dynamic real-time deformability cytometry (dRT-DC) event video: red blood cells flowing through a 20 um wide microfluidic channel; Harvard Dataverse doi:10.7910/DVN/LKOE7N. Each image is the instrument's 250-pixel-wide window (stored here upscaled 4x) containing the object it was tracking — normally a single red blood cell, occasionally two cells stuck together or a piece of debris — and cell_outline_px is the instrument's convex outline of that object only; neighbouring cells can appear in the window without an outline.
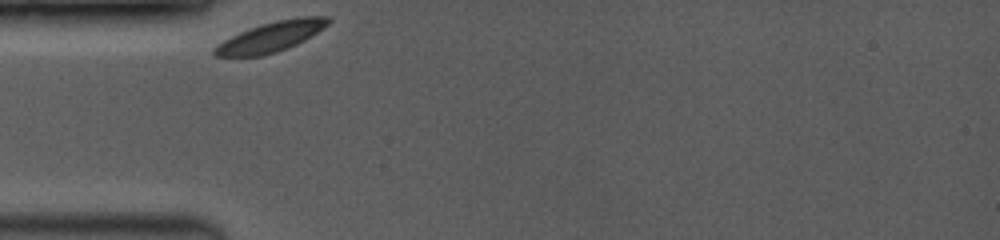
{"species": "common noctule bat (a hibernating species)", "species_latin": "Nyctalus noctula", "temperature_condition": "room temperature", "stored_images_in_passage": 25, "camera_frame_rate_fps": 3500, "um_per_image_px": 0.085, "animal": {"sex": "female", "body_mass_g": 19.0, "forearm_length_mm": 53.3}, "frame": {"image": 1, "passage_image": 1, "time_ms": 0.0, "image_size_px": [1000, 240], "cell_outline_px": [[332, 20], [324, 28], [304, 40], [288, 48], [276, 52], [260, 56], [216, 56], [212, 52], [212, 48], [224, 40], [240, 32], [260, 24], [276, 20], [300, 16], [328, 16]], "centroid_in_image_um": [23.05, 3.11], "position_along_channel_um": 61.9, "area_um2": 19.88}}
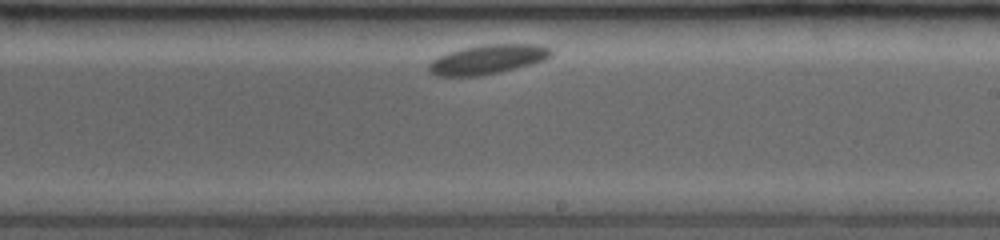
{"frame": {"image": 2, "passage_image": 15, "time_ms": 5.429, "image_size_px": [1000, 240], "cell_outline_px": [[552, 56], [544, 60], [516, 68], [500, 72], [480, 76], [436, 76], [428, 72], [428, 64], [432, 60], [448, 52], [464, 48], [484, 44], [540, 44], [552, 48]], "centroid_in_image_um": [41.46, 5.05], "position_along_channel_um": 247.5, "area_um2": 21.04}}
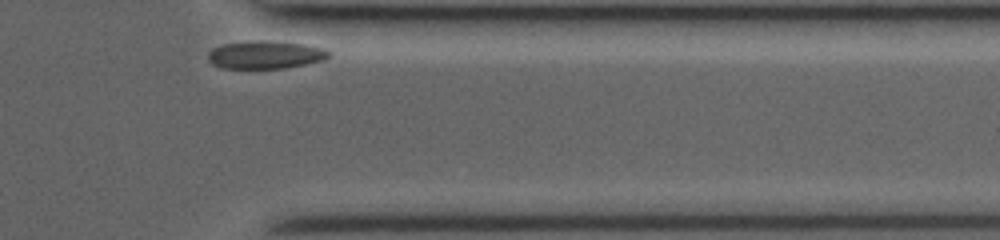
{"frame": {"image": 3, "passage_image": 25, "time_ms": 9.429, "image_size_px": [1000, 240], "cell_outline_px": [[332, 56], [324, 60], [284, 68], [220, 68], [212, 64], [208, 60], [208, 52], [212, 48], [224, 44], [260, 40], [268, 40], [308, 44], [324, 48], [332, 52]], "centroid_in_image_um": [22.6, 4.65], "position_along_channel_um": 388.8, "area_um2": 19.88}}